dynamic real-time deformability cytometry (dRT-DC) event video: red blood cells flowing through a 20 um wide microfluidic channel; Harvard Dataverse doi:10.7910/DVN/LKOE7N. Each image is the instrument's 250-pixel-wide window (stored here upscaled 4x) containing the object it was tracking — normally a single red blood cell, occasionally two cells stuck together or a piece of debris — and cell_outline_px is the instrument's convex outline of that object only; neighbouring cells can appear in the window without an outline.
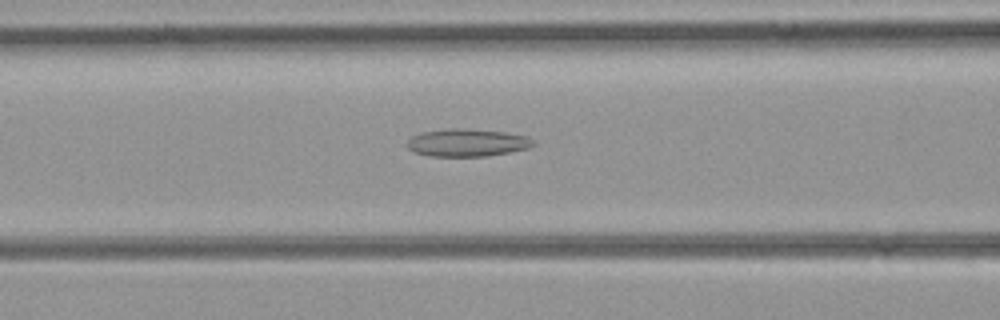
{"species": "common noctule bat (a hibernating species)", "species_latin": "Nyctalus noctula", "temperature_condition": "room temperature", "stored_images_in_passage": 36, "camera_frame_rate_fps": 3000, "um_per_image_px": 0.085, "animal": {"sex": "female", "body_mass_g": 21.9}, "frame": {"image": 1, "passage_image": 14, "time_ms": 4.333, "image_size_px": [1000, 320], "cell_outline_px": [[536, 144], [528, 148], [488, 156], [428, 156], [416, 152], [408, 148], [404, 144], [412, 136], [424, 132], [448, 128], [456, 128], [504, 132], [524, 136], [532, 140]], "centroid_in_image_um": [39.66, 12.13], "position_along_channel_um": 126.9, "area_um2": 20.06}}
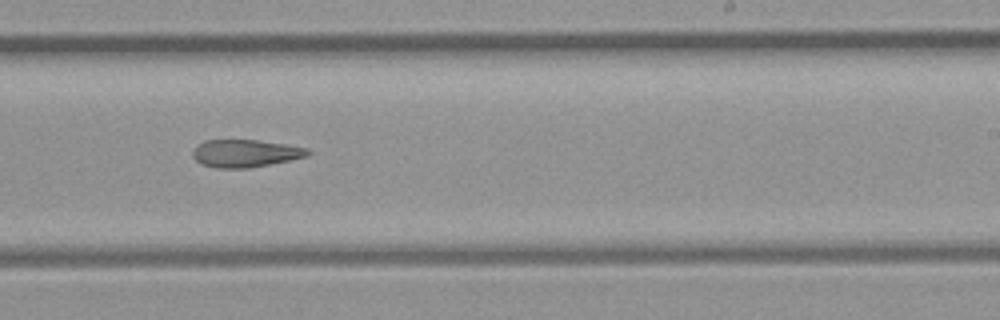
{"frame": {"image": 2, "passage_image": 23, "time_ms": 7.333, "image_size_px": [1000, 320], "cell_outline_px": [[312, 152], [308, 156], [248, 168], [216, 168], [200, 164], [192, 156], [192, 152], [204, 140], [256, 140], [284, 144], [308, 148]], "centroid_in_image_um": [20.84, 13.03], "position_along_channel_um": 268.2, "area_um2": 18.32}}
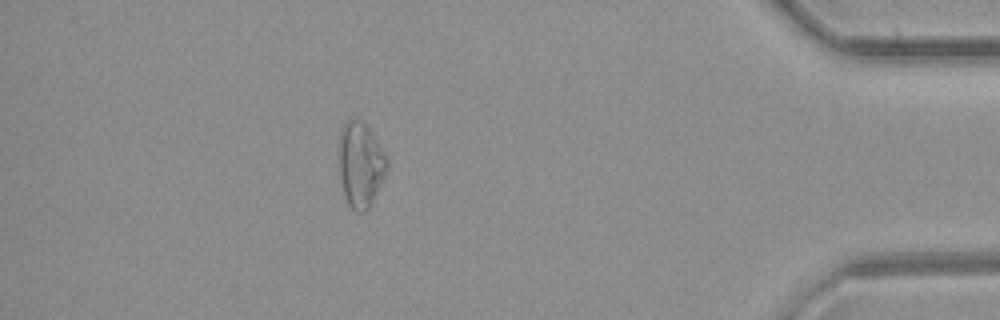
{"frame": {"image": 3, "passage_image": 35, "time_ms": 11.333, "image_size_px": [1000, 320], "cell_outline_px": [[388, 168], [372, 204], [364, 212], [356, 212], [348, 204], [344, 196], [340, 176], [340, 132], [344, 124], [348, 120], [356, 120], [368, 124], [388, 156]], "centroid_in_image_um": [30.69, 13.99], "position_along_channel_um": 404.5, "area_um2": 23.99}}